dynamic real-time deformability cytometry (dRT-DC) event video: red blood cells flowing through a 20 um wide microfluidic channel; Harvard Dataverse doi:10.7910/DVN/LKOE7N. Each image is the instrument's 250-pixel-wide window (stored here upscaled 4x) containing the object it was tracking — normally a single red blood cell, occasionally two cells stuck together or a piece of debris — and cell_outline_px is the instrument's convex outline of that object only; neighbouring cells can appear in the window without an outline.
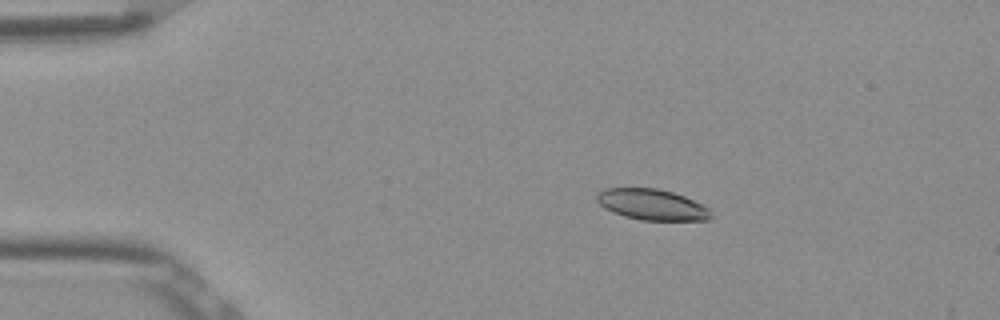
{"species": "Egyptian fruit bat (a non-hibernating species)", "species_latin": "Rousettus aegyptiacus", "temperature_condition": "room temperature", "stored_images_in_passage": 5, "camera_frame_rate_fps": 3000, "um_per_image_px": 0.085, "frame": {"image": 1, "passage_image": 2, "time_ms": 0.333, "image_size_px": [1000, 320], "cell_outline_px": [[712, 216], [708, 220], [640, 220], [624, 216], [612, 212], [604, 208], [596, 200], [596, 192], [604, 188], [656, 188], [672, 192], [684, 196], [708, 208]], "centroid_in_image_um": [55.36, 17.38], "position_along_channel_um": 29.6, "area_um2": 20.52}}
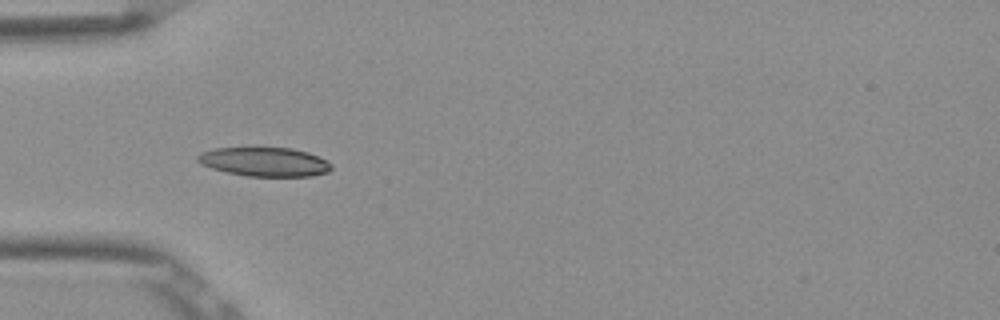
{"frame": {"image": 2, "passage_image": 4, "time_ms": 1.0, "image_size_px": [1000, 320], "cell_outline_px": [[332, 168], [328, 172], [312, 176], [244, 176], [212, 168], [200, 164], [196, 160], [196, 156], [200, 152], [212, 148], [292, 148], [308, 152], [328, 160], [332, 164]], "centroid_in_image_um": [22.49, 13.75], "position_along_channel_um": 62.5, "area_um2": 22.77}}
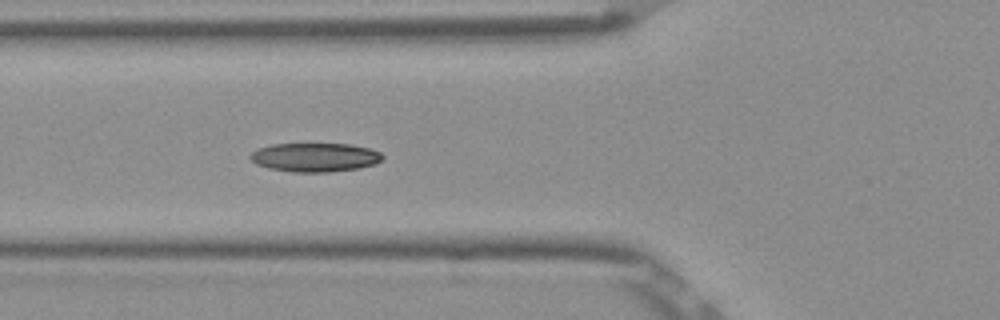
{"frame": {"image": 3, "passage_image": 5, "time_ms": 1.333, "image_size_px": [1000, 320], "cell_outline_px": [[384, 156], [376, 164], [360, 168], [328, 172], [292, 172], [268, 168], [256, 164], [248, 156], [252, 152], [260, 148], [272, 144], [348, 144], [368, 148], [380, 152]], "centroid_in_image_um": [26.77, 13.38], "position_along_channel_um": 99.0, "area_um2": 22.2}}